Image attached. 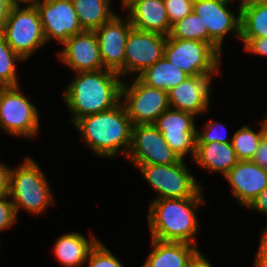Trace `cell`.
<instances>
[{
	"label": "cell",
	"instance_id": "cell-40",
	"mask_svg": "<svg viewBox=\"0 0 267 267\" xmlns=\"http://www.w3.org/2000/svg\"><path fill=\"white\" fill-rule=\"evenodd\" d=\"M190 267H212L208 259L201 253Z\"/></svg>",
	"mask_w": 267,
	"mask_h": 267
},
{
	"label": "cell",
	"instance_id": "cell-36",
	"mask_svg": "<svg viewBox=\"0 0 267 267\" xmlns=\"http://www.w3.org/2000/svg\"><path fill=\"white\" fill-rule=\"evenodd\" d=\"M0 162V196L9 195L11 168Z\"/></svg>",
	"mask_w": 267,
	"mask_h": 267
},
{
	"label": "cell",
	"instance_id": "cell-20",
	"mask_svg": "<svg viewBox=\"0 0 267 267\" xmlns=\"http://www.w3.org/2000/svg\"><path fill=\"white\" fill-rule=\"evenodd\" d=\"M126 11L134 29L170 35L172 26L164 0H140Z\"/></svg>",
	"mask_w": 267,
	"mask_h": 267
},
{
	"label": "cell",
	"instance_id": "cell-37",
	"mask_svg": "<svg viewBox=\"0 0 267 267\" xmlns=\"http://www.w3.org/2000/svg\"><path fill=\"white\" fill-rule=\"evenodd\" d=\"M12 6L8 0H0V31L3 29L6 23Z\"/></svg>",
	"mask_w": 267,
	"mask_h": 267
},
{
	"label": "cell",
	"instance_id": "cell-16",
	"mask_svg": "<svg viewBox=\"0 0 267 267\" xmlns=\"http://www.w3.org/2000/svg\"><path fill=\"white\" fill-rule=\"evenodd\" d=\"M58 53L61 62L74 72L99 71L104 69L98 38L94 31H86L70 37Z\"/></svg>",
	"mask_w": 267,
	"mask_h": 267
},
{
	"label": "cell",
	"instance_id": "cell-23",
	"mask_svg": "<svg viewBox=\"0 0 267 267\" xmlns=\"http://www.w3.org/2000/svg\"><path fill=\"white\" fill-rule=\"evenodd\" d=\"M136 77L145 85L168 92L186 80L189 75L163 56Z\"/></svg>",
	"mask_w": 267,
	"mask_h": 267
},
{
	"label": "cell",
	"instance_id": "cell-5",
	"mask_svg": "<svg viewBox=\"0 0 267 267\" xmlns=\"http://www.w3.org/2000/svg\"><path fill=\"white\" fill-rule=\"evenodd\" d=\"M0 33L13 51L24 60L47 43L35 6L12 7Z\"/></svg>",
	"mask_w": 267,
	"mask_h": 267
},
{
	"label": "cell",
	"instance_id": "cell-11",
	"mask_svg": "<svg viewBox=\"0 0 267 267\" xmlns=\"http://www.w3.org/2000/svg\"><path fill=\"white\" fill-rule=\"evenodd\" d=\"M126 158L133 164L154 165L175 164L181 160L153 124L132 127L131 145Z\"/></svg>",
	"mask_w": 267,
	"mask_h": 267
},
{
	"label": "cell",
	"instance_id": "cell-29",
	"mask_svg": "<svg viewBox=\"0 0 267 267\" xmlns=\"http://www.w3.org/2000/svg\"><path fill=\"white\" fill-rule=\"evenodd\" d=\"M87 260L89 261L88 267H123L122 263L101 241H98L90 250Z\"/></svg>",
	"mask_w": 267,
	"mask_h": 267
},
{
	"label": "cell",
	"instance_id": "cell-22",
	"mask_svg": "<svg viewBox=\"0 0 267 267\" xmlns=\"http://www.w3.org/2000/svg\"><path fill=\"white\" fill-rule=\"evenodd\" d=\"M90 242L80 233L71 232L58 237L54 253L63 267H80L87 262L90 250L99 241L91 234Z\"/></svg>",
	"mask_w": 267,
	"mask_h": 267
},
{
	"label": "cell",
	"instance_id": "cell-15",
	"mask_svg": "<svg viewBox=\"0 0 267 267\" xmlns=\"http://www.w3.org/2000/svg\"><path fill=\"white\" fill-rule=\"evenodd\" d=\"M126 17L124 21V18L121 20V17L115 14L109 21L94 30L104 69L114 71L121 77L124 76L126 39L133 28L130 19L127 15Z\"/></svg>",
	"mask_w": 267,
	"mask_h": 267
},
{
	"label": "cell",
	"instance_id": "cell-18",
	"mask_svg": "<svg viewBox=\"0 0 267 267\" xmlns=\"http://www.w3.org/2000/svg\"><path fill=\"white\" fill-rule=\"evenodd\" d=\"M224 177L230 183L236 201L244 207L267 187V170L252 160L238 161Z\"/></svg>",
	"mask_w": 267,
	"mask_h": 267
},
{
	"label": "cell",
	"instance_id": "cell-7",
	"mask_svg": "<svg viewBox=\"0 0 267 267\" xmlns=\"http://www.w3.org/2000/svg\"><path fill=\"white\" fill-rule=\"evenodd\" d=\"M134 165L141 171L149 185L159 193L156 199L191 198L203 188L191 175L182 159L178 163L168 165Z\"/></svg>",
	"mask_w": 267,
	"mask_h": 267
},
{
	"label": "cell",
	"instance_id": "cell-44",
	"mask_svg": "<svg viewBox=\"0 0 267 267\" xmlns=\"http://www.w3.org/2000/svg\"><path fill=\"white\" fill-rule=\"evenodd\" d=\"M263 123H264L265 131L267 134V117H265V120H263Z\"/></svg>",
	"mask_w": 267,
	"mask_h": 267
},
{
	"label": "cell",
	"instance_id": "cell-12",
	"mask_svg": "<svg viewBox=\"0 0 267 267\" xmlns=\"http://www.w3.org/2000/svg\"><path fill=\"white\" fill-rule=\"evenodd\" d=\"M46 42L56 39L64 44L70 37L83 32L72 0H38L35 3Z\"/></svg>",
	"mask_w": 267,
	"mask_h": 267
},
{
	"label": "cell",
	"instance_id": "cell-27",
	"mask_svg": "<svg viewBox=\"0 0 267 267\" xmlns=\"http://www.w3.org/2000/svg\"><path fill=\"white\" fill-rule=\"evenodd\" d=\"M20 60L24 59L13 51L0 33V87L18 85L15 63Z\"/></svg>",
	"mask_w": 267,
	"mask_h": 267
},
{
	"label": "cell",
	"instance_id": "cell-30",
	"mask_svg": "<svg viewBox=\"0 0 267 267\" xmlns=\"http://www.w3.org/2000/svg\"><path fill=\"white\" fill-rule=\"evenodd\" d=\"M225 127L226 126L223 123L217 121L208 122L203 127L205 128L204 132L201 133L197 131V143H212L215 141L220 143H231L230 138L226 137L224 134V130H226Z\"/></svg>",
	"mask_w": 267,
	"mask_h": 267
},
{
	"label": "cell",
	"instance_id": "cell-35",
	"mask_svg": "<svg viewBox=\"0 0 267 267\" xmlns=\"http://www.w3.org/2000/svg\"><path fill=\"white\" fill-rule=\"evenodd\" d=\"M247 207L251 210L260 211V213L267 216V187H265Z\"/></svg>",
	"mask_w": 267,
	"mask_h": 267
},
{
	"label": "cell",
	"instance_id": "cell-28",
	"mask_svg": "<svg viewBox=\"0 0 267 267\" xmlns=\"http://www.w3.org/2000/svg\"><path fill=\"white\" fill-rule=\"evenodd\" d=\"M171 38L204 42V24L194 12L172 25Z\"/></svg>",
	"mask_w": 267,
	"mask_h": 267
},
{
	"label": "cell",
	"instance_id": "cell-31",
	"mask_svg": "<svg viewBox=\"0 0 267 267\" xmlns=\"http://www.w3.org/2000/svg\"><path fill=\"white\" fill-rule=\"evenodd\" d=\"M193 1L194 0H164L171 26L193 12Z\"/></svg>",
	"mask_w": 267,
	"mask_h": 267
},
{
	"label": "cell",
	"instance_id": "cell-32",
	"mask_svg": "<svg viewBox=\"0 0 267 267\" xmlns=\"http://www.w3.org/2000/svg\"><path fill=\"white\" fill-rule=\"evenodd\" d=\"M17 218L9 195L0 196V231L11 227Z\"/></svg>",
	"mask_w": 267,
	"mask_h": 267
},
{
	"label": "cell",
	"instance_id": "cell-2",
	"mask_svg": "<svg viewBox=\"0 0 267 267\" xmlns=\"http://www.w3.org/2000/svg\"><path fill=\"white\" fill-rule=\"evenodd\" d=\"M202 191L191 198H154L148 211L151 238L196 246L199 221L195 209L205 204Z\"/></svg>",
	"mask_w": 267,
	"mask_h": 267
},
{
	"label": "cell",
	"instance_id": "cell-19",
	"mask_svg": "<svg viewBox=\"0 0 267 267\" xmlns=\"http://www.w3.org/2000/svg\"><path fill=\"white\" fill-rule=\"evenodd\" d=\"M151 241L153 250L142 267H190L201 254L195 245L189 243Z\"/></svg>",
	"mask_w": 267,
	"mask_h": 267
},
{
	"label": "cell",
	"instance_id": "cell-38",
	"mask_svg": "<svg viewBox=\"0 0 267 267\" xmlns=\"http://www.w3.org/2000/svg\"><path fill=\"white\" fill-rule=\"evenodd\" d=\"M255 258H267V228H264Z\"/></svg>",
	"mask_w": 267,
	"mask_h": 267
},
{
	"label": "cell",
	"instance_id": "cell-6",
	"mask_svg": "<svg viewBox=\"0 0 267 267\" xmlns=\"http://www.w3.org/2000/svg\"><path fill=\"white\" fill-rule=\"evenodd\" d=\"M164 57L189 76L218 74L221 55L207 42L167 36Z\"/></svg>",
	"mask_w": 267,
	"mask_h": 267
},
{
	"label": "cell",
	"instance_id": "cell-14",
	"mask_svg": "<svg viewBox=\"0 0 267 267\" xmlns=\"http://www.w3.org/2000/svg\"><path fill=\"white\" fill-rule=\"evenodd\" d=\"M167 36L132 28L126 39L124 76L139 75L164 56Z\"/></svg>",
	"mask_w": 267,
	"mask_h": 267
},
{
	"label": "cell",
	"instance_id": "cell-17",
	"mask_svg": "<svg viewBox=\"0 0 267 267\" xmlns=\"http://www.w3.org/2000/svg\"><path fill=\"white\" fill-rule=\"evenodd\" d=\"M213 75L189 76L182 83L168 91L170 108L188 112L193 115L208 110Z\"/></svg>",
	"mask_w": 267,
	"mask_h": 267
},
{
	"label": "cell",
	"instance_id": "cell-43",
	"mask_svg": "<svg viewBox=\"0 0 267 267\" xmlns=\"http://www.w3.org/2000/svg\"><path fill=\"white\" fill-rule=\"evenodd\" d=\"M140 0H122V6L124 9H129L131 8L135 3H137Z\"/></svg>",
	"mask_w": 267,
	"mask_h": 267
},
{
	"label": "cell",
	"instance_id": "cell-4",
	"mask_svg": "<svg viewBox=\"0 0 267 267\" xmlns=\"http://www.w3.org/2000/svg\"><path fill=\"white\" fill-rule=\"evenodd\" d=\"M41 170L31 157H26L19 167L11 168L9 198L16 215L20 208L40 215L53 203L51 189Z\"/></svg>",
	"mask_w": 267,
	"mask_h": 267
},
{
	"label": "cell",
	"instance_id": "cell-3",
	"mask_svg": "<svg viewBox=\"0 0 267 267\" xmlns=\"http://www.w3.org/2000/svg\"><path fill=\"white\" fill-rule=\"evenodd\" d=\"M74 125L84 143L98 156L113 157L119 152L127 156L133 124L122 101L110 110L84 116Z\"/></svg>",
	"mask_w": 267,
	"mask_h": 267
},
{
	"label": "cell",
	"instance_id": "cell-42",
	"mask_svg": "<svg viewBox=\"0 0 267 267\" xmlns=\"http://www.w3.org/2000/svg\"><path fill=\"white\" fill-rule=\"evenodd\" d=\"M255 267H267V258H255Z\"/></svg>",
	"mask_w": 267,
	"mask_h": 267
},
{
	"label": "cell",
	"instance_id": "cell-39",
	"mask_svg": "<svg viewBox=\"0 0 267 267\" xmlns=\"http://www.w3.org/2000/svg\"><path fill=\"white\" fill-rule=\"evenodd\" d=\"M229 2H231V0ZM265 3H267V0H241L237 12L240 14L248 8L259 6Z\"/></svg>",
	"mask_w": 267,
	"mask_h": 267
},
{
	"label": "cell",
	"instance_id": "cell-41",
	"mask_svg": "<svg viewBox=\"0 0 267 267\" xmlns=\"http://www.w3.org/2000/svg\"><path fill=\"white\" fill-rule=\"evenodd\" d=\"M38 0H8L12 7H20V4H27L26 6H35ZM29 4V5H28Z\"/></svg>",
	"mask_w": 267,
	"mask_h": 267
},
{
	"label": "cell",
	"instance_id": "cell-24",
	"mask_svg": "<svg viewBox=\"0 0 267 267\" xmlns=\"http://www.w3.org/2000/svg\"><path fill=\"white\" fill-rule=\"evenodd\" d=\"M78 21L83 30L94 31L109 21L115 13L111 0H72Z\"/></svg>",
	"mask_w": 267,
	"mask_h": 267
},
{
	"label": "cell",
	"instance_id": "cell-21",
	"mask_svg": "<svg viewBox=\"0 0 267 267\" xmlns=\"http://www.w3.org/2000/svg\"><path fill=\"white\" fill-rule=\"evenodd\" d=\"M194 161L210 173H222L224 176L239 161L231 143H197Z\"/></svg>",
	"mask_w": 267,
	"mask_h": 267
},
{
	"label": "cell",
	"instance_id": "cell-26",
	"mask_svg": "<svg viewBox=\"0 0 267 267\" xmlns=\"http://www.w3.org/2000/svg\"><path fill=\"white\" fill-rule=\"evenodd\" d=\"M240 38H267V3L240 13Z\"/></svg>",
	"mask_w": 267,
	"mask_h": 267
},
{
	"label": "cell",
	"instance_id": "cell-9",
	"mask_svg": "<svg viewBox=\"0 0 267 267\" xmlns=\"http://www.w3.org/2000/svg\"><path fill=\"white\" fill-rule=\"evenodd\" d=\"M122 82L121 101L134 125L153 124L170 108L168 92L142 83L137 77L129 85Z\"/></svg>",
	"mask_w": 267,
	"mask_h": 267
},
{
	"label": "cell",
	"instance_id": "cell-8",
	"mask_svg": "<svg viewBox=\"0 0 267 267\" xmlns=\"http://www.w3.org/2000/svg\"><path fill=\"white\" fill-rule=\"evenodd\" d=\"M19 85L0 87V127L16 136L34 137L39 131V112Z\"/></svg>",
	"mask_w": 267,
	"mask_h": 267
},
{
	"label": "cell",
	"instance_id": "cell-1",
	"mask_svg": "<svg viewBox=\"0 0 267 267\" xmlns=\"http://www.w3.org/2000/svg\"><path fill=\"white\" fill-rule=\"evenodd\" d=\"M76 74L63 93L64 102L73 115L72 123L84 116L110 110L121 102L123 77L118 73L102 69Z\"/></svg>",
	"mask_w": 267,
	"mask_h": 267
},
{
	"label": "cell",
	"instance_id": "cell-13",
	"mask_svg": "<svg viewBox=\"0 0 267 267\" xmlns=\"http://www.w3.org/2000/svg\"><path fill=\"white\" fill-rule=\"evenodd\" d=\"M195 115L173 108L163 112L153 125L163 134L171 149L184 160L188 153L195 157L197 137Z\"/></svg>",
	"mask_w": 267,
	"mask_h": 267
},
{
	"label": "cell",
	"instance_id": "cell-10",
	"mask_svg": "<svg viewBox=\"0 0 267 267\" xmlns=\"http://www.w3.org/2000/svg\"><path fill=\"white\" fill-rule=\"evenodd\" d=\"M229 1L194 0L193 12L204 24V42L209 43L220 55L224 37L234 31L240 38L241 16L234 15L229 8Z\"/></svg>",
	"mask_w": 267,
	"mask_h": 267
},
{
	"label": "cell",
	"instance_id": "cell-34",
	"mask_svg": "<svg viewBox=\"0 0 267 267\" xmlns=\"http://www.w3.org/2000/svg\"><path fill=\"white\" fill-rule=\"evenodd\" d=\"M252 161L267 170V134L263 136Z\"/></svg>",
	"mask_w": 267,
	"mask_h": 267
},
{
	"label": "cell",
	"instance_id": "cell-25",
	"mask_svg": "<svg viewBox=\"0 0 267 267\" xmlns=\"http://www.w3.org/2000/svg\"><path fill=\"white\" fill-rule=\"evenodd\" d=\"M261 128L255 132L250 126L245 125L234 132L231 137V145L239 161L252 160L256 154L257 148L266 134L263 121Z\"/></svg>",
	"mask_w": 267,
	"mask_h": 267
},
{
	"label": "cell",
	"instance_id": "cell-33",
	"mask_svg": "<svg viewBox=\"0 0 267 267\" xmlns=\"http://www.w3.org/2000/svg\"><path fill=\"white\" fill-rule=\"evenodd\" d=\"M247 52L267 56V38H239Z\"/></svg>",
	"mask_w": 267,
	"mask_h": 267
}]
</instances>
